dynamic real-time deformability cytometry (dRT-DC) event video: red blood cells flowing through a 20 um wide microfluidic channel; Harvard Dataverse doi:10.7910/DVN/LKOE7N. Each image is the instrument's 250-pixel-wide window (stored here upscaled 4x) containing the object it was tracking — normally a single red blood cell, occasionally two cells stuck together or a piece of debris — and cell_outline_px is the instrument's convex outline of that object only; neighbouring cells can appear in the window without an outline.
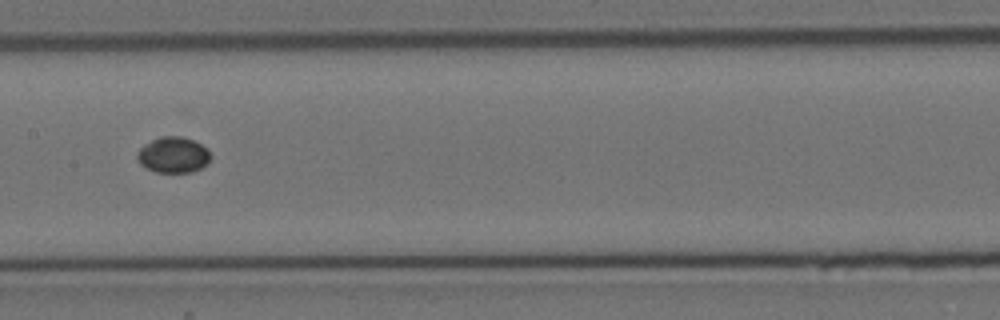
{"species": "Egyptian fruit bat (a non-hibernating species)", "species_latin": "Rousettus aegyptiacus", "temperature_condition": "cold", "stored_images_in_passage": 16, "camera_frame_rate_fps": 3000, "um_per_image_px": 0.085, "animal": {"sex": "female"}, "frame": {"image": 1, "passage_image": 8, "time_ms": 9.333, "image_size_px": [1000, 320], "cell_outline_px": [[212, 156], [208, 164], [192, 172], [156, 172], [144, 168], [140, 164], [136, 156], [136, 152], [144, 144], [160, 136], [184, 136], [208, 148]], "centroid_in_image_um": [14.73, 13.16], "position_along_channel_um": 192.7, "area_um2": 15.61}}
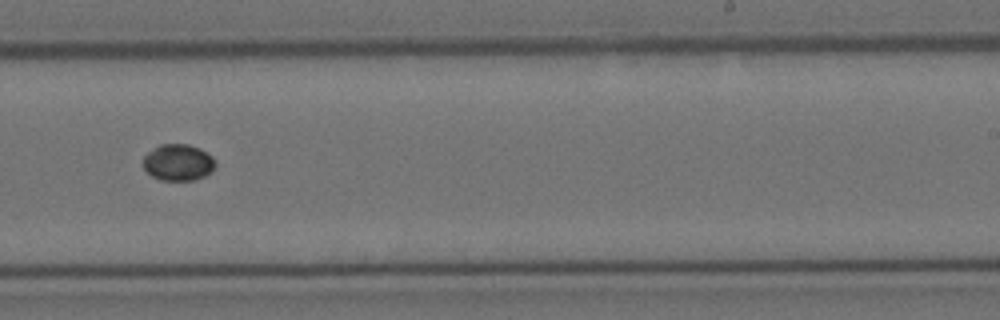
{"frame": {"image": 2, "passage_image": 10, "time_ms": 11.667, "image_size_px": [1000, 320], "cell_outline_px": [[216, 164], [204, 176], [196, 180], [160, 180], [152, 176], [144, 168], [144, 156], [152, 148], [160, 144], [188, 144], [200, 148], [212, 156], [216, 160]], "centroid_in_image_um": [15.14, 13.79], "position_along_channel_um": 273.9, "area_um2": 15.32}}
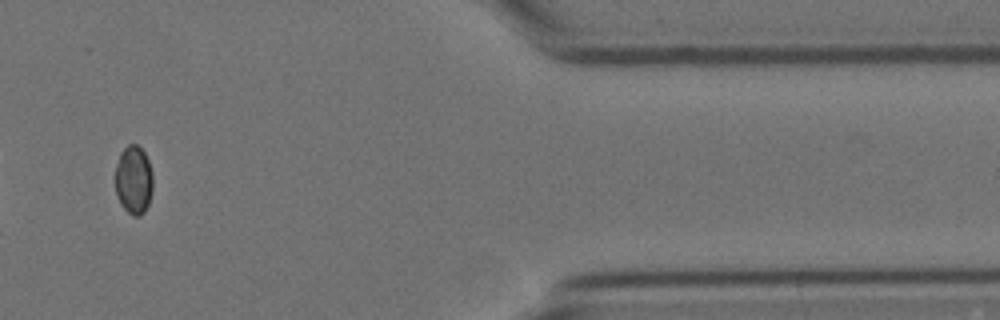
{"frame": {"image": 3, "passage_image": 14, "time_ms": 16.333, "image_size_px": [1000, 320], "cell_outline_px": [[152, 192], [148, 204], [144, 212], [140, 216], [132, 216], [120, 204], [116, 196], [116, 164], [120, 152], [128, 144], [136, 144], [144, 152], [148, 160], [152, 172]], "centroid_in_image_um": [11.36, 15.3], "position_along_channel_um": 400.0, "area_um2": 15.09}, "authors_computed_cell_mechanics": {"area_um2": 15.4904, "velocity_mm_per_s": 3.486, "shape_relaxation_time_tau1_ms": 2.6223, "shape_relaxation_time_tau2_ms": 0.451, "deformation_change_tau1": 0.1687, "deformation_change_tau2": null}}